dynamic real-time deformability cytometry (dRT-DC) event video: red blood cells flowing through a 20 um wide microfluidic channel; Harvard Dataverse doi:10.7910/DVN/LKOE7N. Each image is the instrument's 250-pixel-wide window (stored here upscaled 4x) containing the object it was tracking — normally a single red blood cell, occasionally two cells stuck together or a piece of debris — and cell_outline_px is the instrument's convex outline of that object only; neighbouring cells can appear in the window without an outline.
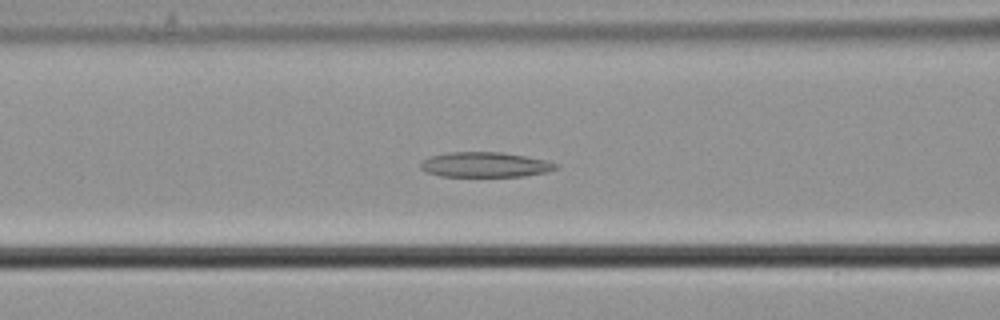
{"species": "common noctule bat (a hibernating species)", "species_latin": "Nyctalus noctula", "temperature_condition": "cold", "stored_images_in_passage": 47, "camera_frame_rate_fps": 3000, "um_per_image_px": 0.085, "animal": {"sex": "male", "body_mass_g": 21.5, "forearm_length_mm": 52.0}, "frame": {"image": 1, "passage_image": 14, "time_ms": 4.333, "image_size_px": [1000, 320], "cell_outline_px": [[560, 168], [544, 172], [524, 176], [440, 176], [424, 172], [420, 168], [420, 160], [428, 156], [448, 152], [504, 152], [548, 160], [560, 164]], "centroid_in_image_um": [41.21, 13.99], "position_along_channel_um": 125.4, "area_um2": 20.11}}
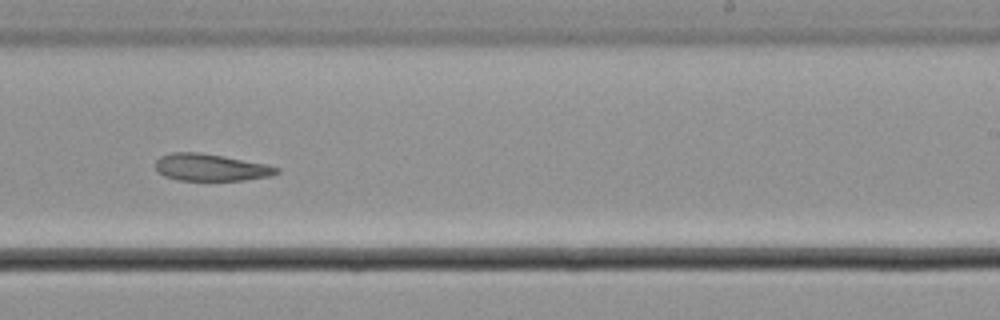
{"frame": {"image": 2, "passage_image": 26, "time_ms": 8.333, "image_size_px": [1000, 320], "cell_outline_px": [[280, 172], [268, 176], [244, 180], [176, 180], [164, 176], [156, 172], [156, 160], [160, 156], [172, 152], [200, 152], [224, 156], [264, 164], [280, 168]], "centroid_in_image_um": [17.86, 14.23], "position_along_channel_um": 271.1, "area_um2": 19.07}}
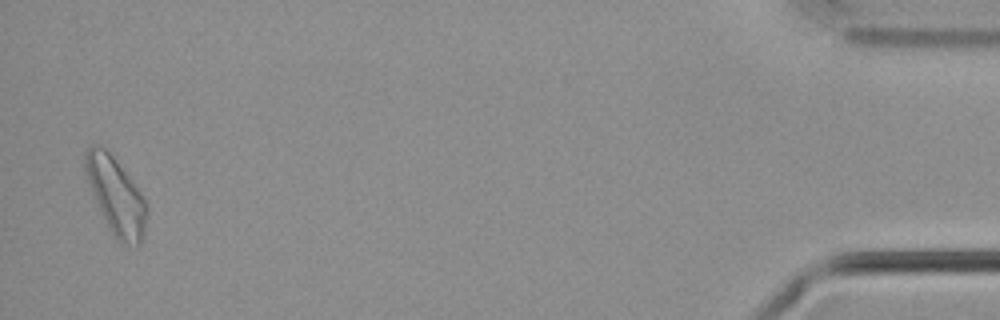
{"frame": {"image": 3, "passage_image": 46, "time_ms": 15.0, "image_size_px": [1000, 320], "cell_outline_px": [[148, 208], [144, 232], [140, 244], [136, 248], [120, 244], [116, 240], [104, 220], [92, 196], [84, 172], [84, 156], [88, 148], [92, 144], [96, 144], [104, 148], [112, 156], [144, 196], [148, 204]], "centroid_in_image_um": [9.85, 16.71], "position_along_channel_um": 425.4, "area_um2": 27.92}, "authors_computed_cell_mechanics": {"area_um2": 20.808, "velocity_mm_per_s": 3.6515, "shape_relaxation_time_tau1_ms": null, "shape_relaxation_time_tau2_ms": 3.9925, "deformation_change_tau1": null, "deformation_change_tau2": 0.1035}}